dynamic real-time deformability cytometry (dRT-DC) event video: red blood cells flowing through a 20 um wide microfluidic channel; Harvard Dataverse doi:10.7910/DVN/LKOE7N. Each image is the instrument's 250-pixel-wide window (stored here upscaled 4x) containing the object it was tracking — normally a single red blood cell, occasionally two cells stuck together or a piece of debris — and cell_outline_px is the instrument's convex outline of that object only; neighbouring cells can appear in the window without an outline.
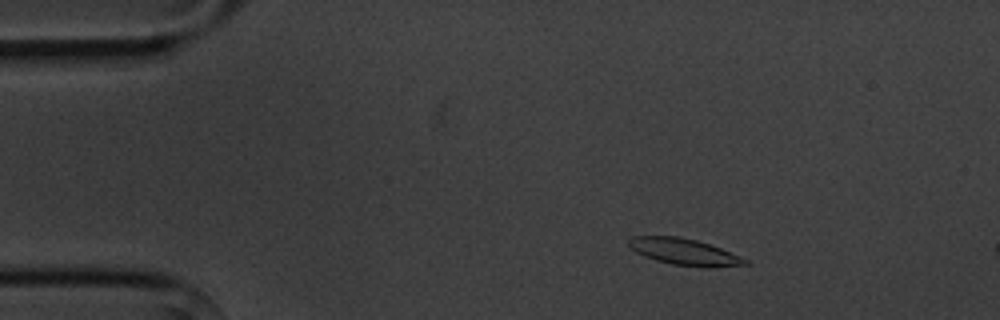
{"species": "common noctule bat (a hibernating species)", "species_latin": "Nyctalus noctula", "temperature_condition": "cold", "stored_images_in_passage": 4, "camera_frame_rate_fps": 3000, "um_per_image_px": 0.085, "animal": {"sex": "male", "body_mass_g": 20.1, "forearm_length_mm": 53.5}, "frame": {"image": 1, "passage_image": 2, "time_ms": 1.0, "image_size_px": [1000, 320], "cell_outline_px": [[752, 264], [708, 268], [704, 268], [672, 264], [656, 260], [644, 256], [636, 252], [628, 244], [628, 240], [632, 236], [680, 236], [696, 240], [720, 248], [740, 256], [748, 260]], "centroid_in_image_um": [58.19, 21.41], "position_along_channel_um": 26.8, "area_um2": 18.03}}